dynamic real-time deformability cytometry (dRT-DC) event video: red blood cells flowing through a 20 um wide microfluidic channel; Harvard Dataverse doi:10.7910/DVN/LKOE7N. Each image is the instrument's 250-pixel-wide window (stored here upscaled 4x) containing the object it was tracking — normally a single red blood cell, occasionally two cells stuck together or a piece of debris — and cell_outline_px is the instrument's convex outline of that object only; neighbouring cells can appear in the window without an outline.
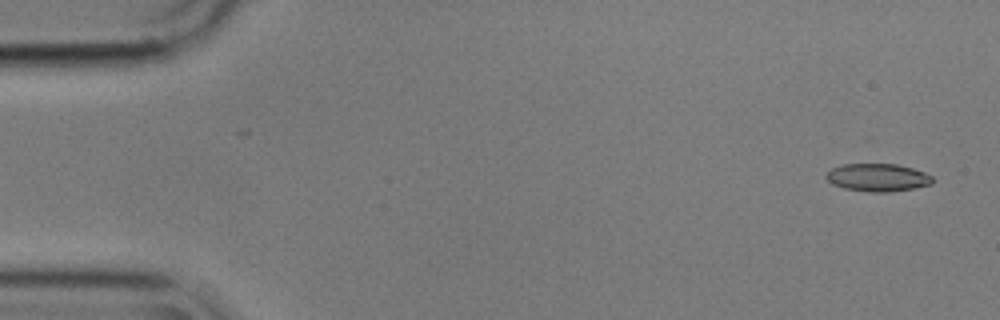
{"species": "common noctule bat (a hibernating species)", "species_latin": "Nyctalus noctula", "temperature_condition": "cold", "stored_images_in_passage": 4, "camera_frame_rate_fps": 3000, "um_per_image_px": 0.085, "animal": {"sex": "male", "body_mass_g": 17.9}, "frame": {"image": 1, "passage_image": 1, "time_ms": 0.0, "image_size_px": [1000, 320], "cell_outline_px": [[932, 184], [916, 188], [888, 192], [868, 192], [844, 188], [832, 184], [824, 176], [832, 168], [844, 164], [896, 164], [912, 168], [924, 172], [932, 176]], "centroid_in_image_um": [74.6, 15.09], "position_along_channel_um": 10.4, "area_um2": 17.22}}
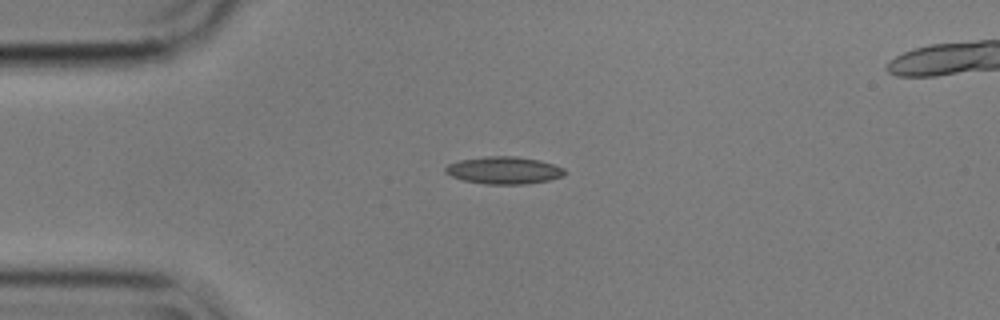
{"frame": {"image": 2, "passage_image": 4, "time_ms": 1.0, "image_size_px": [1000, 320], "cell_outline_px": [[564, 176], [548, 180], [524, 184], [484, 184], [464, 180], [452, 176], [444, 172], [444, 168], [448, 164], [460, 160], [484, 156], [516, 156], [540, 160], [564, 168]], "centroid_in_image_um": [42.81, 14.47], "position_along_channel_um": 42.2, "area_um2": 18.96}}